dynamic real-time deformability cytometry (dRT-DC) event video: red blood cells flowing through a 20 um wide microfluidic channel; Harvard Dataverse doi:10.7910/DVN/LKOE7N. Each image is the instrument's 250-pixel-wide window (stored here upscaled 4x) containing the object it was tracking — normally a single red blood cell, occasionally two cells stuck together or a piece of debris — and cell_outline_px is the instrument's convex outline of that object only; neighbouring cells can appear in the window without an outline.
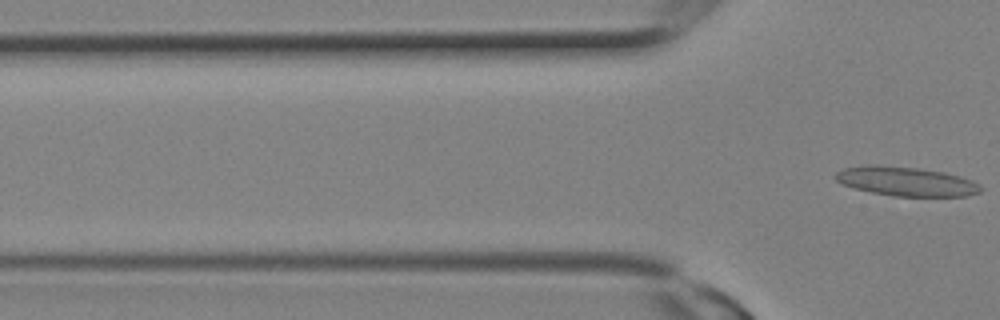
{"species": "Egyptian fruit bat (a non-hibernating species)", "species_latin": "Rousettus aegyptiacus", "temperature_condition": "room temperature", "stored_images_in_passage": 4, "segment_of_instrument_passage": [2, 2], "camera_frame_rate_fps": 3000, "um_per_image_px": 0.085, "animal": {"sex": "female"}, "frame": {"image": 1, "passage_image": 4, "time_ms": 1.0, "image_size_px": [1000, 320], "cell_outline_px": [[984, 188], [980, 192], [968, 196], [896, 196], [872, 192], [856, 188], [844, 184], [836, 180], [836, 172], [844, 168], [868, 164], [876, 164], [920, 168], [944, 172], [960, 176], [972, 180], [980, 184]], "centroid_in_image_um": [77.07, 15.41], "position_along_channel_um": 48.7, "area_um2": 24.74}}